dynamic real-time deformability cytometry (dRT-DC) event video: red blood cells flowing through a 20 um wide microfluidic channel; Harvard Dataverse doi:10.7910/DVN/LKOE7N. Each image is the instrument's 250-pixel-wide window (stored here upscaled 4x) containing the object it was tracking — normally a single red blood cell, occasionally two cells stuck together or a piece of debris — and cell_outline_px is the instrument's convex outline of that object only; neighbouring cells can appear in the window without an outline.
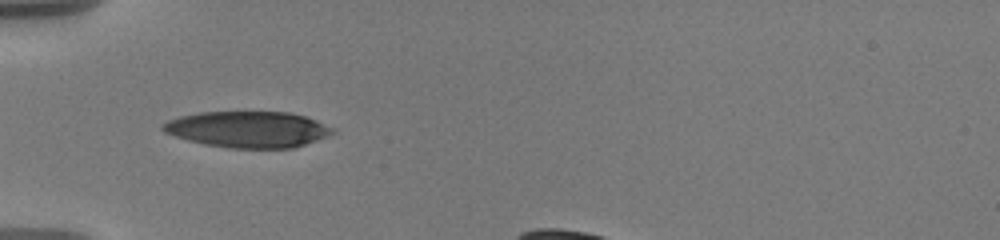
{"species": "human", "species_latin": "Homo sapiens", "temperature_condition": "warm", "stored_images_in_passage": 20, "camera_frame_rate_fps": 3000, "um_per_image_px": 0.085, "donor": {"sex": "male"}, "frame": {"image": 1, "passage_image": 1, "time_ms": 0.0, "image_size_px": [1000, 240], "cell_outline_px": [[336, 132], [328, 136], [292, 148], [228, 148], [204, 144], [188, 140], [164, 132], [160, 128], [160, 124], [168, 120], [180, 116], [200, 112], [292, 112], [316, 120], [336, 128]], "centroid_in_image_um": [21.08, 10.99], "position_along_channel_um": 63.9, "area_um2": 35.95}}
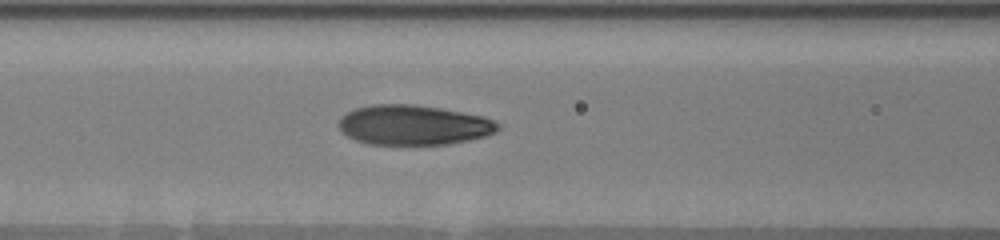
{"frame": {"image": 2, "passage_image": 12, "time_ms": 2.0, "image_size_px": [1000, 240], "cell_outline_px": [[500, 128], [496, 132], [488, 136], [448, 144], [368, 144], [356, 140], [340, 132], [336, 124], [340, 116], [356, 108], [372, 104], [416, 104], [440, 108], [484, 116], [500, 124]], "centroid_in_image_um": [35.13, 10.62], "position_along_channel_um": 131.5, "area_um2": 37.34}}
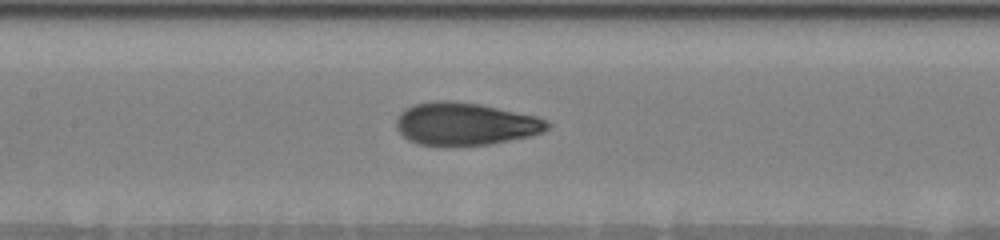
{"frame": {"image": 3, "passage_image": 18, "time_ms": 3.0, "image_size_px": [1000, 240], "cell_outline_px": [[552, 124], [544, 132], [532, 136], [492, 144], [452, 148], [420, 144], [408, 140], [396, 128], [396, 120], [400, 112], [404, 108], [416, 104], [432, 100], [448, 100], [480, 104], [536, 116], [548, 120]], "centroid_in_image_um": [39.55, 10.56], "position_along_channel_um": 167.8, "area_um2": 38.44}}